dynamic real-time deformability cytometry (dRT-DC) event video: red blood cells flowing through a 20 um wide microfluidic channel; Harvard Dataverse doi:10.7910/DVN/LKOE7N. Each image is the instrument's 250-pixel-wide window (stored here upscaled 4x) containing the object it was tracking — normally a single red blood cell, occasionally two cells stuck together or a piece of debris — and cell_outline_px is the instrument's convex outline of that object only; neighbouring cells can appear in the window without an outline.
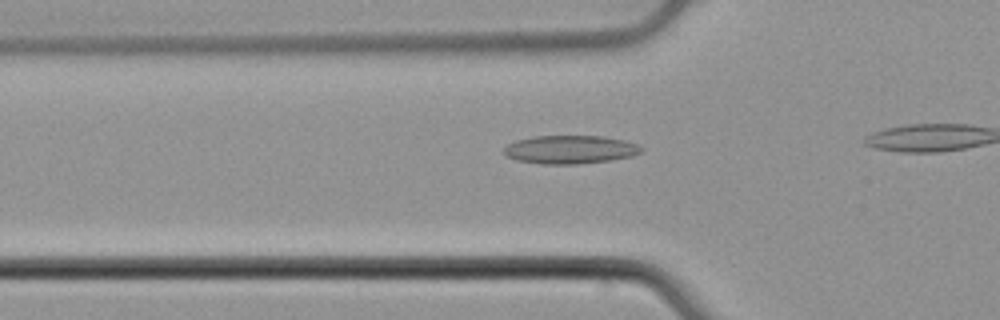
{"species": "common noctule bat (a hibernating species)", "species_latin": "Nyctalus noctula", "temperature_condition": "cold", "stored_images_in_passage": 12, "camera_frame_rate_fps": 3000, "um_per_image_px": 0.085, "animal": {"sex": "male", "body_mass_g": 21.5, "forearm_length_mm": 52.0}, "frame": {"image": 1, "passage_image": 7, "time_ms": 2.0, "image_size_px": [1000, 320], "cell_outline_px": [[644, 148], [640, 152], [632, 156], [612, 160], [576, 164], [540, 164], [516, 160], [508, 156], [504, 152], [504, 148], [508, 144], [516, 140], [532, 136], [604, 136], [624, 140], [636, 144]], "centroid_in_image_um": [48.46, 12.71], "position_along_channel_um": 77.3, "area_um2": 22.72}}
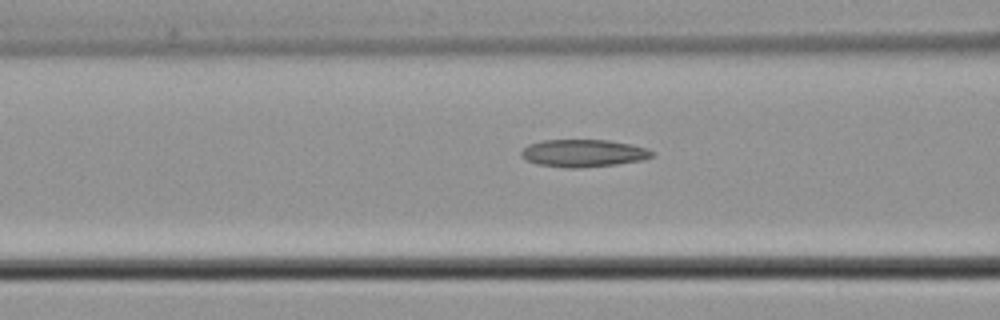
{"frame": {"image": 2, "passage_image": 10, "time_ms": 3.0, "image_size_px": [1000, 320], "cell_outline_px": [[652, 156], [644, 160], [616, 164], [576, 168], [568, 168], [536, 164], [520, 156], [520, 152], [528, 144], [544, 140], [608, 140], [632, 144], [644, 148], [652, 152]], "centroid_in_image_um": [49.55, 13.02], "position_along_channel_um": 117.0, "area_um2": 20.81}}